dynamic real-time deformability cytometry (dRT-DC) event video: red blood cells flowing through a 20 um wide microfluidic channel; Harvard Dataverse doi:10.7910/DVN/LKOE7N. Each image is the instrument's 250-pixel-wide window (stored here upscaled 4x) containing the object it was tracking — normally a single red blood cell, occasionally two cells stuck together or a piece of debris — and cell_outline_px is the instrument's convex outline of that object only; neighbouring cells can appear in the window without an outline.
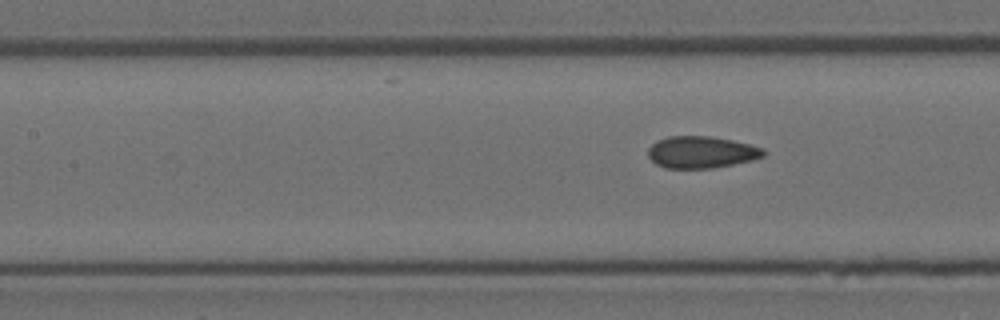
{"species": "Egyptian fruit bat (a non-hibernating species)", "species_latin": "Rousettus aegyptiacus", "temperature_condition": "room temperature", "stored_images_in_passage": 5, "segment_of_instrument_passage": [2, 2], "camera_frame_rate_fps": 3000, "um_per_image_px": 0.085, "animal": {"sex": "female"}, "frame": {"image": 1, "passage_image": 5, "time_ms": 1.333, "image_size_px": [1000, 320], "cell_outline_px": [[764, 156], [752, 160], [712, 168], [664, 168], [656, 164], [648, 156], [648, 148], [656, 140], [668, 136], [708, 136], [732, 140], [764, 148]], "centroid_in_image_um": [59.58, 12.93], "position_along_channel_um": 147.8, "area_um2": 21.39}}